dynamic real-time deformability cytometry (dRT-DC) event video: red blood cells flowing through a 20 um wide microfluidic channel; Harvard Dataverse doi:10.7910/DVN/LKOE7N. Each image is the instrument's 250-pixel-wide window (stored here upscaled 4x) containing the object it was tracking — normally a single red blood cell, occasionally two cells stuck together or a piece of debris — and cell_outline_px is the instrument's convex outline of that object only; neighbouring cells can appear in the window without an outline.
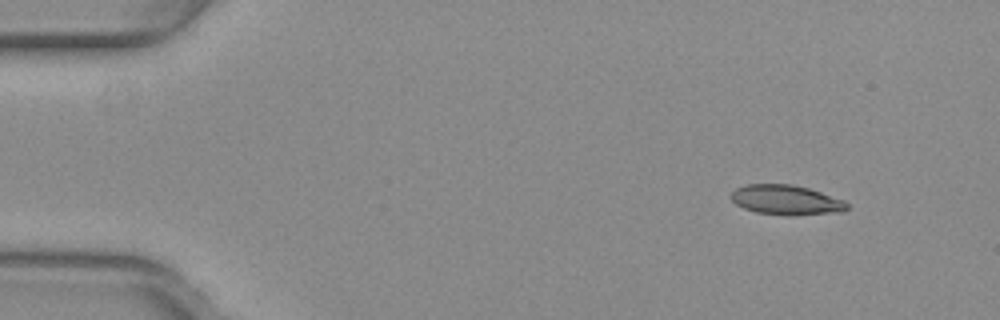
{"species": "common noctule bat (a hibernating species)", "species_latin": "Nyctalus noctula", "temperature_condition": "warm", "stored_images_in_passage": 47, "camera_frame_rate_fps": 3000, "um_per_image_px": 0.085, "animal": {"sex": "female", "body_mass_g": 29.2, "forearm_length_mm": 56.3}, "frame": {"image": 1, "passage_image": 1, "time_ms": 0.0, "image_size_px": [1000, 320], "cell_outline_px": [[848, 208], [844, 212], [792, 216], [788, 216], [756, 212], [744, 208], [736, 204], [732, 200], [732, 192], [736, 188], [748, 184], [792, 184], [808, 188], [844, 200], [848, 204]], "centroid_in_image_um": [66.85, 17.01], "position_along_channel_um": 18.1, "area_um2": 20.23}}
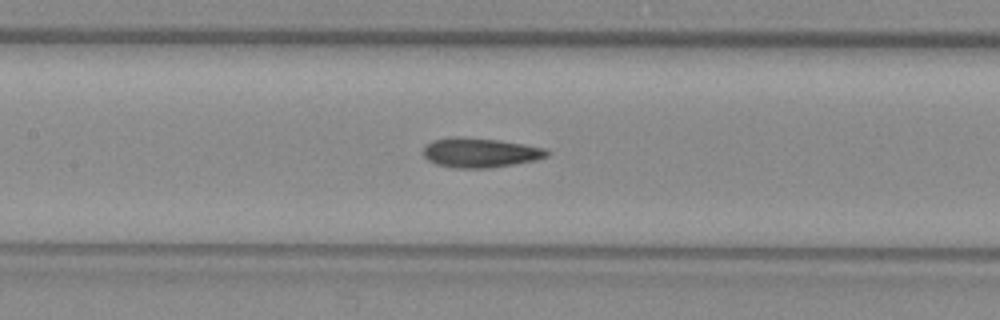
{"frame": {"image": 2, "passage_image": 20, "time_ms": 6.333, "image_size_px": [1000, 320], "cell_outline_px": [[548, 156], [536, 160], [488, 168], [456, 168], [436, 164], [428, 160], [424, 156], [424, 148], [432, 140], [456, 136], [460, 136], [500, 140], [524, 144], [544, 148], [548, 152]], "centroid_in_image_um": [40.8, 12.97], "position_along_channel_um": 166.6, "area_um2": 21.21}}
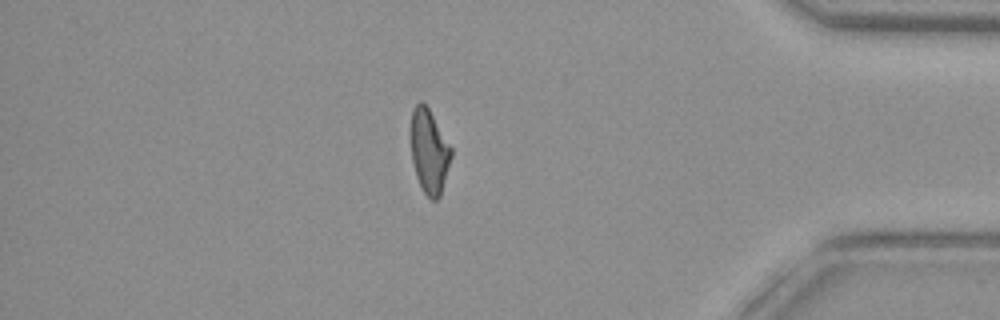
{"frame": {"image": 3, "passage_image": 40, "time_ms": 13.0, "image_size_px": [1000, 320], "cell_outline_px": [[452, 156], [440, 196], [436, 200], [432, 200], [424, 192], [416, 176], [412, 160], [408, 136], [408, 132], [412, 108], [420, 100], [428, 108], [452, 148]], "centroid_in_image_um": [36.43, 12.82], "position_along_channel_um": 398.8, "area_um2": 20.17}, "authors_computed_cell_mechanics": {"area_um2": 20.6924, "velocity_mm_per_s": 4.0266, "shape_relaxation_time_tau1_ms": null, "shape_relaxation_time_tau2_ms": 2.5814, "deformation_change_tau1": null, "deformation_change_tau2": 0.0946}}